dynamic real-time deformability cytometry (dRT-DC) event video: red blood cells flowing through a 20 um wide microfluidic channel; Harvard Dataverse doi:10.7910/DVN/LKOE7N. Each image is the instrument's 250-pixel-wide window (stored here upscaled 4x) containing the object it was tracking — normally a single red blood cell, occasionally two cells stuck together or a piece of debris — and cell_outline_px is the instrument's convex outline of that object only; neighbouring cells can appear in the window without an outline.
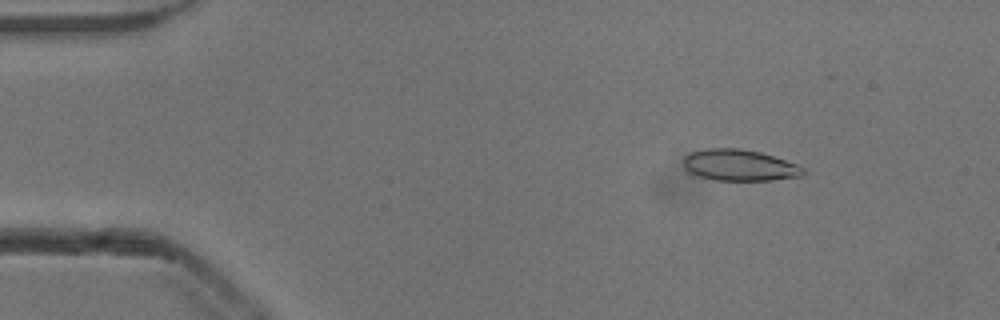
{"species": "common noctule bat (a hibernating species)", "species_latin": "Nyctalus noctula", "temperature_condition": "cold", "stored_images_in_passage": 42, "camera_frame_rate_fps": 3000, "um_per_image_px": 0.085, "animal": {"sex": "male", "body_mass_g": 13.3}, "frame": {"image": 1, "passage_image": 7, "time_ms": 2.0, "image_size_px": [1000, 320], "cell_outline_px": [[804, 172], [800, 176], [772, 180], [716, 180], [700, 176], [688, 172], [684, 168], [684, 156], [688, 152], [708, 148], [740, 148], [760, 152], [796, 164], [804, 168]], "centroid_in_image_um": [62.8, 14.03], "position_along_channel_um": 22.2, "area_um2": 21.73}}
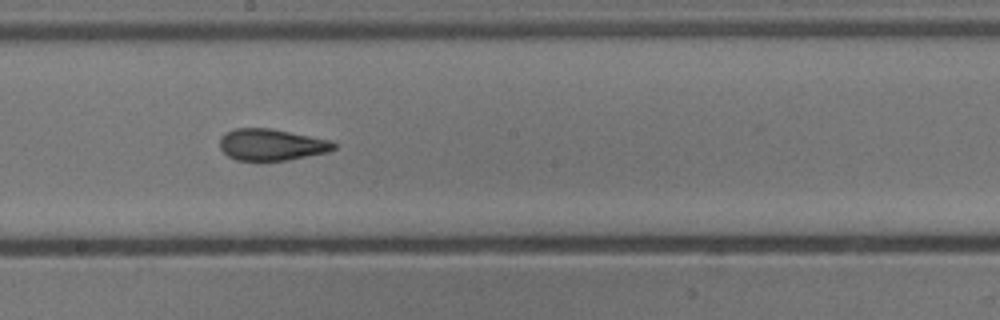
{"frame": {"image": 2, "passage_image": 29, "time_ms": 9.333, "image_size_px": [1000, 320], "cell_outline_px": [[336, 148], [328, 152], [288, 160], [236, 160], [228, 156], [220, 148], [220, 136], [224, 132], [236, 128], [268, 128], [332, 140], [336, 144]], "centroid_in_image_um": [23.07, 12.29], "position_along_channel_um": 225.1, "area_um2": 20.98}}
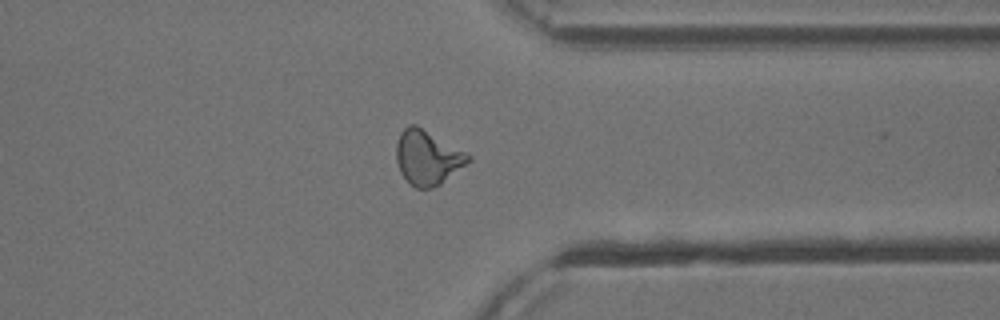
{"frame": {"image": 3, "passage_image": 41, "time_ms": 13.333, "image_size_px": [1000, 320], "cell_outline_px": [[472, 160], [440, 184], [432, 188], [416, 188], [400, 172], [396, 160], [396, 144], [400, 132], [408, 124], [416, 124], [472, 156]], "centroid_in_image_um": [36.33, 13.37], "position_along_channel_um": 375.1, "area_um2": 22.66}}